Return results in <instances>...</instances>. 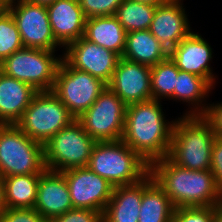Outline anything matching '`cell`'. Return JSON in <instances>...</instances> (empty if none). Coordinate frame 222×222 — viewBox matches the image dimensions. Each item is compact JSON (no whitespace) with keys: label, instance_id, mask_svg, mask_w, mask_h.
Masks as SVG:
<instances>
[{"label":"cell","instance_id":"obj_1","mask_svg":"<svg viewBox=\"0 0 222 222\" xmlns=\"http://www.w3.org/2000/svg\"><path fill=\"white\" fill-rule=\"evenodd\" d=\"M161 101L149 100L126 106L121 140L149 165L168 156L174 121L165 120Z\"/></svg>","mask_w":222,"mask_h":222},{"label":"cell","instance_id":"obj_2","mask_svg":"<svg viewBox=\"0 0 222 222\" xmlns=\"http://www.w3.org/2000/svg\"><path fill=\"white\" fill-rule=\"evenodd\" d=\"M149 174L175 208L222 204V192L211 170H189L165 157L149 165Z\"/></svg>","mask_w":222,"mask_h":222},{"label":"cell","instance_id":"obj_3","mask_svg":"<svg viewBox=\"0 0 222 222\" xmlns=\"http://www.w3.org/2000/svg\"><path fill=\"white\" fill-rule=\"evenodd\" d=\"M215 134L201 115L176 119L167 158L189 170H210Z\"/></svg>","mask_w":222,"mask_h":222},{"label":"cell","instance_id":"obj_4","mask_svg":"<svg viewBox=\"0 0 222 222\" xmlns=\"http://www.w3.org/2000/svg\"><path fill=\"white\" fill-rule=\"evenodd\" d=\"M87 167L113 187L138 183L149 174V164L121 139L97 142Z\"/></svg>","mask_w":222,"mask_h":222},{"label":"cell","instance_id":"obj_5","mask_svg":"<svg viewBox=\"0 0 222 222\" xmlns=\"http://www.w3.org/2000/svg\"><path fill=\"white\" fill-rule=\"evenodd\" d=\"M44 145L32 140L16 125H0V174L7 177L41 174L44 170Z\"/></svg>","mask_w":222,"mask_h":222},{"label":"cell","instance_id":"obj_6","mask_svg":"<svg viewBox=\"0 0 222 222\" xmlns=\"http://www.w3.org/2000/svg\"><path fill=\"white\" fill-rule=\"evenodd\" d=\"M75 118L51 91L38 92L16 125L29 138L45 145Z\"/></svg>","mask_w":222,"mask_h":222},{"label":"cell","instance_id":"obj_7","mask_svg":"<svg viewBox=\"0 0 222 222\" xmlns=\"http://www.w3.org/2000/svg\"><path fill=\"white\" fill-rule=\"evenodd\" d=\"M54 54L55 51L23 47L0 63V71L28 83L38 92L51 91L63 58Z\"/></svg>","mask_w":222,"mask_h":222},{"label":"cell","instance_id":"obj_8","mask_svg":"<svg viewBox=\"0 0 222 222\" xmlns=\"http://www.w3.org/2000/svg\"><path fill=\"white\" fill-rule=\"evenodd\" d=\"M96 143L75 119L44 145L45 167L57 172L86 167Z\"/></svg>","mask_w":222,"mask_h":222},{"label":"cell","instance_id":"obj_9","mask_svg":"<svg viewBox=\"0 0 222 222\" xmlns=\"http://www.w3.org/2000/svg\"><path fill=\"white\" fill-rule=\"evenodd\" d=\"M106 86L101 79L73 68L62 58L51 92L62 101L69 113L78 119Z\"/></svg>","mask_w":222,"mask_h":222},{"label":"cell","instance_id":"obj_10","mask_svg":"<svg viewBox=\"0 0 222 222\" xmlns=\"http://www.w3.org/2000/svg\"><path fill=\"white\" fill-rule=\"evenodd\" d=\"M126 104L108 87L77 120L96 141H117L123 136Z\"/></svg>","mask_w":222,"mask_h":222},{"label":"cell","instance_id":"obj_11","mask_svg":"<svg viewBox=\"0 0 222 222\" xmlns=\"http://www.w3.org/2000/svg\"><path fill=\"white\" fill-rule=\"evenodd\" d=\"M12 15L24 47L56 51L55 39L46 5L17 0L6 8Z\"/></svg>","mask_w":222,"mask_h":222},{"label":"cell","instance_id":"obj_12","mask_svg":"<svg viewBox=\"0 0 222 222\" xmlns=\"http://www.w3.org/2000/svg\"><path fill=\"white\" fill-rule=\"evenodd\" d=\"M67 182L73 208L103 213L114 187L90 168L75 167L62 171Z\"/></svg>","mask_w":222,"mask_h":222},{"label":"cell","instance_id":"obj_13","mask_svg":"<svg viewBox=\"0 0 222 222\" xmlns=\"http://www.w3.org/2000/svg\"><path fill=\"white\" fill-rule=\"evenodd\" d=\"M75 69L89 73L108 84L120 56L102 46L97 45L84 36L70 43L62 55Z\"/></svg>","mask_w":222,"mask_h":222},{"label":"cell","instance_id":"obj_14","mask_svg":"<svg viewBox=\"0 0 222 222\" xmlns=\"http://www.w3.org/2000/svg\"><path fill=\"white\" fill-rule=\"evenodd\" d=\"M107 86L126 105L152 100L151 67L120 57Z\"/></svg>","mask_w":222,"mask_h":222},{"label":"cell","instance_id":"obj_15","mask_svg":"<svg viewBox=\"0 0 222 222\" xmlns=\"http://www.w3.org/2000/svg\"><path fill=\"white\" fill-rule=\"evenodd\" d=\"M182 0H169L156 6L149 31L170 52L192 31Z\"/></svg>","mask_w":222,"mask_h":222},{"label":"cell","instance_id":"obj_16","mask_svg":"<svg viewBox=\"0 0 222 222\" xmlns=\"http://www.w3.org/2000/svg\"><path fill=\"white\" fill-rule=\"evenodd\" d=\"M212 52L211 46L200 34L191 32L169 52V57L179 70L201 76L214 87L216 78L209 67Z\"/></svg>","mask_w":222,"mask_h":222},{"label":"cell","instance_id":"obj_17","mask_svg":"<svg viewBox=\"0 0 222 222\" xmlns=\"http://www.w3.org/2000/svg\"><path fill=\"white\" fill-rule=\"evenodd\" d=\"M34 209L48 222L73 209L62 172L45 169L41 173Z\"/></svg>","mask_w":222,"mask_h":222},{"label":"cell","instance_id":"obj_18","mask_svg":"<svg viewBox=\"0 0 222 222\" xmlns=\"http://www.w3.org/2000/svg\"><path fill=\"white\" fill-rule=\"evenodd\" d=\"M46 8L53 35L61 48L84 36L87 18L78 0H56Z\"/></svg>","mask_w":222,"mask_h":222},{"label":"cell","instance_id":"obj_19","mask_svg":"<svg viewBox=\"0 0 222 222\" xmlns=\"http://www.w3.org/2000/svg\"><path fill=\"white\" fill-rule=\"evenodd\" d=\"M38 91L0 71V125L16 124Z\"/></svg>","mask_w":222,"mask_h":222},{"label":"cell","instance_id":"obj_20","mask_svg":"<svg viewBox=\"0 0 222 222\" xmlns=\"http://www.w3.org/2000/svg\"><path fill=\"white\" fill-rule=\"evenodd\" d=\"M143 179L132 185L116 186L104 212L103 222H138Z\"/></svg>","mask_w":222,"mask_h":222},{"label":"cell","instance_id":"obj_21","mask_svg":"<svg viewBox=\"0 0 222 222\" xmlns=\"http://www.w3.org/2000/svg\"><path fill=\"white\" fill-rule=\"evenodd\" d=\"M168 56L169 51L149 29L126 33L124 59L152 67Z\"/></svg>","mask_w":222,"mask_h":222},{"label":"cell","instance_id":"obj_22","mask_svg":"<svg viewBox=\"0 0 222 222\" xmlns=\"http://www.w3.org/2000/svg\"><path fill=\"white\" fill-rule=\"evenodd\" d=\"M84 37L122 57L126 31L115 15L87 18Z\"/></svg>","mask_w":222,"mask_h":222},{"label":"cell","instance_id":"obj_23","mask_svg":"<svg viewBox=\"0 0 222 222\" xmlns=\"http://www.w3.org/2000/svg\"><path fill=\"white\" fill-rule=\"evenodd\" d=\"M175 207L163 189L148 174L143 178V194L138 222H171Z\"/></svg>","mask_w":222,"mask_h":222},{"label":"cell","instance_id":"obj_24","mask_svg":"<svg viewBox=\"0 0 222 222\" xmlns=\"http://www.w3.org/2000/svg\"><path fill=\"white\" fill-rule=\"evenodd\" d=\"M213 86L203 77L179 70L174 89V100L183 101L192 105L184 115H201L207 104H203ZM195 105V106H194ZM203 105V106H202Z\"/></svg>","mask_w":222,"mask_h":222},{"label":"cell","instance_id":"obj_25","mask_svg":"<svg viewBox=\"0 0 222 222\" xmlns=\"http://www.w3.org/2000/svg\"><path fill=\"white\" fill-rule=\"evenodd\" d=\"M41 174L12 175L3 178L6 208H34Z\"/></svg>","mask_w":222,"mask_h":222},{"label":"cell","instance_id":"obj_26","mask_svg":"<svg viewBox=\"0 0 222 222\" xmlns=\"http://www.w3.org/2000/svg\"><path fill=\"white\" fill-rule=\"evenodd\" d=\"M156 6L133 0H123L118 6L115 16L124 27L126 33L149 29Z\"/></svg>","mask_w":222,"mask_h":222},{"label":"cell","instance_id":"obj_27","mask_svg":"<svg viewBox=\"0 0 222 222\" xmlns=\"http://www.w3.org/2000/svg\"><path fill=\"white\" fill-rule=\"evenodd\" d=\"M179 69L168 56L151 67V93L153 100L174 99V89Z\"/></svg>","mask_w":222,"mask_h":222},{"label":"cell","instance_id":"obj_28","mask_svg":"<svg viewBox=\"0 0 222 222\" xmlns=\"http://www.w3.org/2000/svg\"><path fill=\"white\" fill-rule=\"evenodd\" d=\"M23 47L17 25L11 13L5 9L0 14V63Z\"/></svg>","mask_w":222,"mask_h":222},{"label":"cell","instance_id":"obj_29","mask_svg":"<svg viewBox=\"0 0 222 222\" xmlns=\"http://www.w3.org/2000/svg\"><path fill=\"white\" fill-rule=\"evenodd\" d=\"M214 206L175 208L171 222H213Z\"/></svg>","mask_w":222,"mask_h":222},{"label":"cell","instance_id":"obj_30","mask_svg":"<svg viewBox=\"0 0 222 222\" xmlns=\"http://www.w3.org/2000/svg\"><path fill=\"white\" fill-rule=\"evenodd\" d=\"M123 0H78L86 18L115 15Z\"/></svg>","mask_w":222,"mask_h":222},{"label":"cell","instance_id":"obj_31","mask_svg":"<svg viewBox=\"0 0 222 222\" xmlns=\"http://www.w3.org/2000/svg\"><path fill=\"white\" fill-rule=\"evenodd\" d=\"M49 222H103V213L90 209L73 208Z\"/></svg>","mask_w":222,"mask_h":222},{"label":"cell","instance_id":"obj_32","mask_svg":"<svg viewBox=\"0 0 222 222\" xmlns=\"http://www.w3.org/2000/svg\"><path fill=\"white\" fill-rule=\"evenodd\" d=\"M0 222H48L34 208H6L0 215Z\"/></svg>","mask_w":222,"mask_h":222},{"label":"cell","instance_id":"obj_33","mask_svg":"<svg viewBox=\"0 0 222 222\" xmlns=\"http://www.w3.org/2000/svg\"><path fill=\"white\" fill-rule=\"evenodd\" d=\"M201 117L210 125L215 136L222 139V102L207 104Z\"/></svg>","mask_w":222,"mask_h":222},{"label":"cell","instance_id":"obj_34","mask_svg":"<svg viewBox=\"0 0 222 222\" xmlns=\"http://www.w3.org/2000/svg\"><path fill=\"white\" fill-rule=\"evenodd\" d=\"M210 170L215 177L216 185L222 192V139L216 137L212 146Z\"/></svg>","mask_w":222,"mask_h":222},{"label":"cell","instance_id":"obj_35","mask_svg":"<svg viewBox=\"0 0 222 222\" xmlns=\"http://www.w3.org/2000/svg\"><path fill=\"white\" fill-rule=\"evenodd\" d=\"M5 209L3 177L0 174V215Z\"/></svg>","mask_w":222,"mask_h":222},{"label":"cell","instance_id":"obj_36","mask_svg":"<svg viewBox=\"0 0 222 222\" xmlns=\"http://www.w3.org/2000/svg\"><path fill=\"white\" fill-rule=\"evenodd\" d=\"M213 222H222V204L214 206Z\"/></svg>","mask_w":222,"mask_h":222},{"label":"cell","instance_id":"obj_37","mask_svg":"<svg viewBox=\"0 0 222 222\" xmlns=\"http://www.w3.org/2000/svg\"><path fill=\"white\" fill-rule=\"evenodd\" d=\"M133 1L158 6L167 3L169 0H133Z\"/></svg>","mask_w":222,"mask_h":222},{"label":"cell","instance_id":"obj_38","mask_svg":"<svg viewBox=\"0 0 222 222\" xmlns=\"http://www.w3.org/2000/svg\"><path fill=\"white\" fill-rule=\"evenodd\" d=\"M29 1L31 3H36V4H40V5H48L53 3L56 0H26Z\"/></svg>","mask_w":222,"mask_h":222},{"label":"cell","instance_id":"obj_39","mask_svg":"<svg viewBox=\"0 0 222 222\" xmlns=\"http://www.w3.org/2000/svg\"><path fill=\"white\" fill-rule=\"evenodd\" d=\"M16 0H0V5L4 6L7 8L10 6L12 3H14Z\"/></svg>","mask_w":222,"mask_h":222},{"label":"cell","instance_id":"obj_40","mask_svg":"<svg viewBox=\"0 0 222 222\" xmlns=\"http://www.w3.org/2000/svg\"><path fill=\"white\" fill-rule=\"evenodd\" d=\"M6 8L2 5H0V14L5 10Z\"/></svg>","mask_w":222,"mask_h":222}]
</instances>
